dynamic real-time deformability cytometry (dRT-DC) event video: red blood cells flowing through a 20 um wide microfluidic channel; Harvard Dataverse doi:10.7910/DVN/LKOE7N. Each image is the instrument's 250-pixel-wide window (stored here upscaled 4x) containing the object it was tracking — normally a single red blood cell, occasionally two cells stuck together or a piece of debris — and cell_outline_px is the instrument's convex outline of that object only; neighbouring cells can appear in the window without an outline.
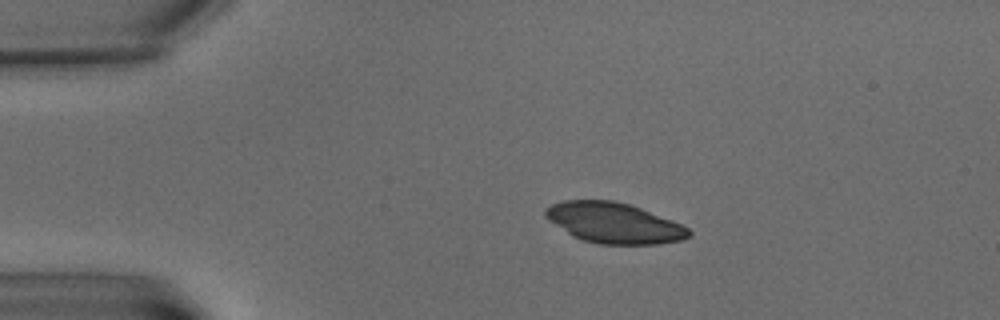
{"species": "common noctule bat (a hibernating species)", "species_latin": "Nyctalus noctula", "temperature_condition": "warm", "stored_images_in_passage": 6, "camera_frame_rate_fps": 3000, "um_per_image_px": 0.085, "animal": {"sex": "male", "body_mass_g": 15.6}, "frame": {"image": 1, "passage_image": 4, "time_ms": 3.667, "image_size_px": [1000, 320], "cell_outline_px": [[692, 236], [684, 240], [660, 244], [600, 244], [584, 240], [572, 236], [544, 216], [544, 208], [552, 204], [564, 200], [612, 200], [628, 204], [640, 208], [672, 220], [688, 228], [692, 232]], "centroid_in_image_um": [52.2, 18.95], "position_along_channel_um": 32.8, "area_um2": 33.81}}